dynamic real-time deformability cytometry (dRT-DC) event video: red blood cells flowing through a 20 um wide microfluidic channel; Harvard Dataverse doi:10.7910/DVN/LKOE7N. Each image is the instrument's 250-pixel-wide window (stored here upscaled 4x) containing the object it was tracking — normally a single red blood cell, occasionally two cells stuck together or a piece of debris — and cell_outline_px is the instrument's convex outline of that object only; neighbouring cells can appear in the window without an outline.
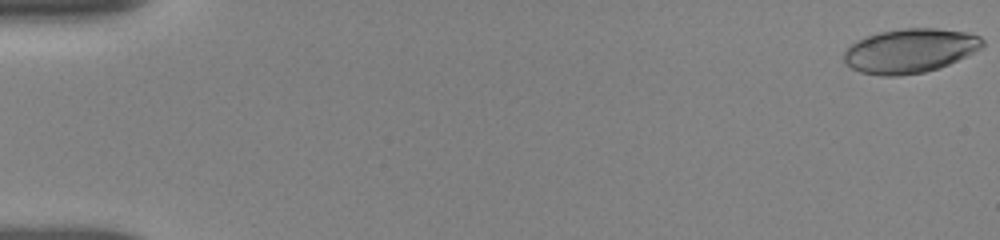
{"species": "human", "species_latin": "Homo sapiens", "temperature_condition": "room temperature", "stored_images_in_passage": 61, "camera_frame_rate_fps": 3000, "um_per_image_px": 0.085, "donor": {"sex": "female"}, "frame": {"image": 1, "passage_image": 1, "time_ms": 0.0, "image_size_px": [1000, 240], "cell_outline_px": [[984, 48], [940, 68], [924, 72], [900, 76], [880, 76], [860, 72], [852, 68], [844, 60], [844, 52], [852, 44], [868, 36], [880, 32], [904, 28], [936, 28], [968, 32], [980, 36], [984, 40]], "centroid_in_image_um": [77.4, 4.32], "position_along_channel_um": 7.6, "area_um2": 35.78}}
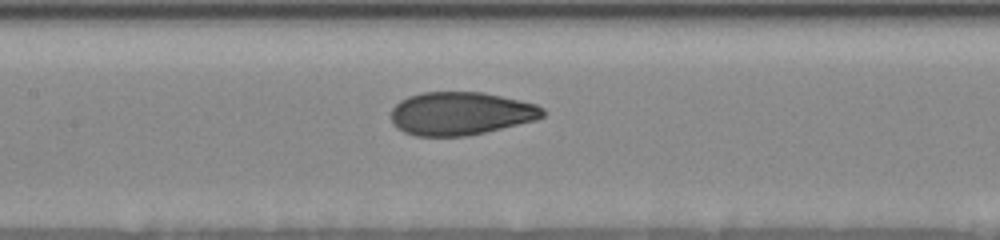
{"frame": {"image": 2, "passage_image": 34, "time_ms": 8.333, "image_size_px": [1000, 240], "cell_outline_px": [[544, 116], [536, 120], [484, 132], [464, 136], [416, 136], [404, 132], [396, 128], [392, 120], [392, 108], [400, 100], [408, 96], [424, 92], [484, 92], [520, 100], [536, 104], [544, 108]], "centroid_in_image_um": [39.16, 9.64], "position_along_channel_um": 168.2, "area_um2": 38.09}}
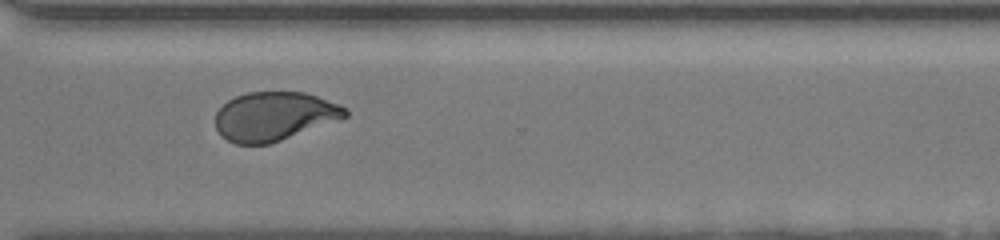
{"frame": {"image": 3, "passage_image": 60, "time_ms": 13.0, "image_size_px": [1000, 240], "cell_outline_px": [[348, 116], [340, 120], [268, 144], [236, 144], [220, 136], [216, 128], [216, 112], [228, 100], [236, 96], [248, 92], [304, 92], [340, 104], [348, 108]], "centroid_in_image_um": [23.32, 9.88], "position_along_channel_um": 347.3, "area_um2": 36.93}}